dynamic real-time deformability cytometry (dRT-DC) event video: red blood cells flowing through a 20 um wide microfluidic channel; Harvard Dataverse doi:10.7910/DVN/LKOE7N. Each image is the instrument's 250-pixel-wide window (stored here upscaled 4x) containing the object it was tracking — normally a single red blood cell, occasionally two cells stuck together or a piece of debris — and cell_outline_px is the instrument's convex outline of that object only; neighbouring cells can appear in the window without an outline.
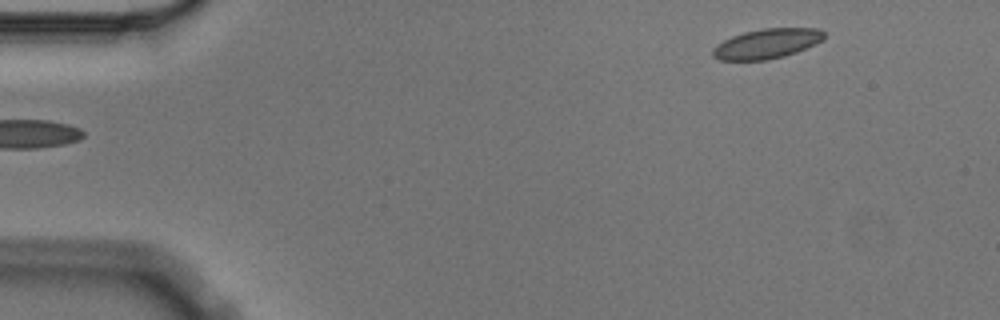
{"species": "Egyptian fruit bat (a non-hibernating species)", "species_latin": "Rousettus aegyptiacus", "temperature_condition": "cold", "stored_images_in_passage": 5, "segment_of_instrument_passage": [2, 2], "camera_frame_rate_fps": 3000, "um_per_image_px": 0.085, "animal": {"sex": "male"}, "frame": {"image": 1, "passage_image": 5, "time_ms": 1.333, "image_size_px": [1000, 320], "cell_outline_px": [[824, 40], [816, 44], [796, 52], [784, 56], [768, 60], [720, 60], [712, 56], [712, 48], [716, 44], [732, 36], [744, 32], [760, 28], [820, 28], [824, 32]], "centroid_in_image_um": [65.18, 3.71], "position_along_channel_um": 19.8, "area_um2": 19.54}}